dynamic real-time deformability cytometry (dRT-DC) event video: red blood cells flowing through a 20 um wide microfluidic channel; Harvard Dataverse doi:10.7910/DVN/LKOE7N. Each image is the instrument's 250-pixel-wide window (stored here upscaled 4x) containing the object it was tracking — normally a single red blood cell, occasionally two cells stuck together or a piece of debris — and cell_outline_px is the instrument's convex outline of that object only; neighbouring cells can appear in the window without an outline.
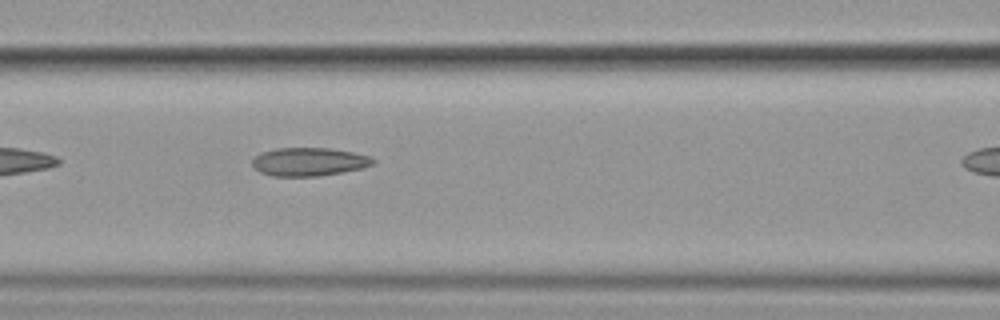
{"species": "common noctule bat (a hibernating species)", "species_latin": "Nyctalus noctula", "temperature_condition": "cold", "stored_images_in_passage": 6, "segment_of_instrument_passage": [1, 2], "camera_frame_rate_fps": 3000, "um_per_image_px": 0.085, "animal": {"sex": "female", "body_mass_g": 19.9}, "frame": {"image": 1, "passage_image": 5, "time_ms": 4.333, "image_size_px": [1000, 320], "cell_outline_px": [[376, 160], [372, 164], [364, 168], [320, 176], [272, 176], [260, 172], [252, 164], [252, 160], [260, 152], [276, 148], [328, 148], [352, 152], [372, 156]], "centroid_in_image_um": [26.28, 13.75], "position_along_channel_um": 140.3, "area_um2": 20.0}}